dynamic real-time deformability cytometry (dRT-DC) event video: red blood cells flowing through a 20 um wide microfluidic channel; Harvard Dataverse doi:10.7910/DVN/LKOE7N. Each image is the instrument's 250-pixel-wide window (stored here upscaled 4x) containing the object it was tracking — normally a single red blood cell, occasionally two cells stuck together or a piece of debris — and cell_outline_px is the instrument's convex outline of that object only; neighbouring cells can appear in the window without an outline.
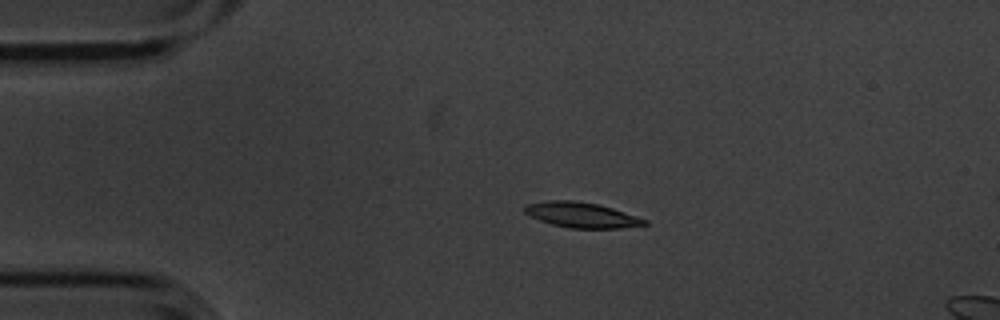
{"species": "common noctule bat (a hibernating species)", "species_latin": "Nyctalus noctula", "temperature_condition": "cold", "stored_images_in_passage": 5, "camera_frame_rate_fps": 3000, "um_per_image_px": 0.085, "animal": {"sex": "male", "body_mass_g": 20.1, "forearm_length_mm": 53.5}, "frame": {"image": 1, "passage_image": 3, "time_ms": 0.667, "image_size_px": [1000, 320], "cell_outline_px": [[648, 224], [620, 228], [568, 228], [552, 224], [540, 220], [524, 212], [524, 204], [548, 200], [576, 200], [600, 204], [648, 220]], "centroid_in_image_um": [49.42, 18.26], "position_along_channel_um": 35.6, "area_um2": 17.69}}